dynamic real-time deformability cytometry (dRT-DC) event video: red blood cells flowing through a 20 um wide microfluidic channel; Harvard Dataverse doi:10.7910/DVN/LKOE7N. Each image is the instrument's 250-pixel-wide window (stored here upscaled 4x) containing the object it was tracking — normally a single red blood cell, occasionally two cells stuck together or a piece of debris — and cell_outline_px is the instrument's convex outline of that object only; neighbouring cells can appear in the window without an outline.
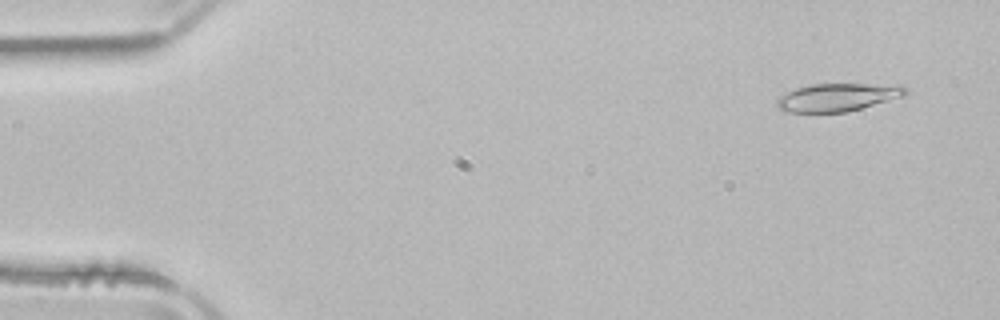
{"species": "common noctule bat (a hibernating species)", "species_latin": "Nyctalus noctula", "temperature_condition": "room temperature", "stored_images_in_passage": 52, "camera_frame_rate_fps": 3000, "um_per_image_px": 0.085, "animal": {"sex": "male", "body_mass_g": 21.5, "forearm_length_mm": 52.0}, "frame": {"image": 1, "passage_image": 4, "time_ms": 1.0, "image_size_px": [1000, 320], "cell_outline_px": [[908, 92], [904, 96], [860, 108], [844, 112], [784, 112], [776, 104], [776, 100], [780, 96], [796, 88], [812, 84], [900, 84], [908, 88]], "centroid_in_image_um": [71.23, 8.25], "position_along_channel_um": 13.8, "area_um2": 20.87}}
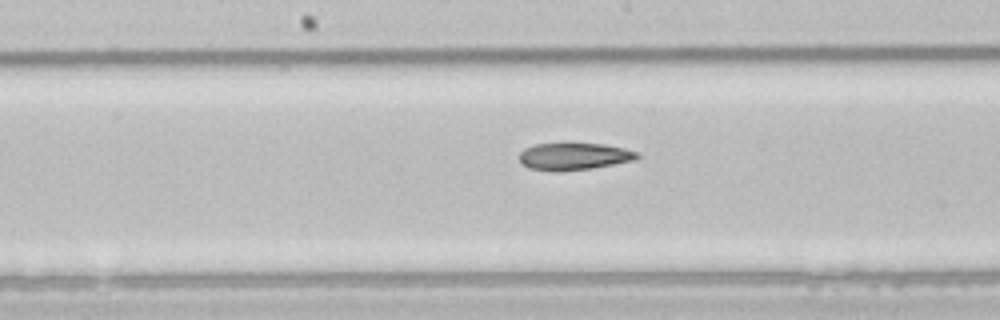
{"frame": {"image": 2, "passage_image": 27, "time_ms": 8.667, "image_size_px": [1000, 320], "cell_outline_px": [[640, 156], [636, 160], [592, 168], [560, 172], [552, 172], [528, 168], [520, 164], [520, 152], [524, 148], [536, 144], [604, 144], [624, 148], [640, 152]], "centroid_in_image_um": [48.79, 13.31], "position_along_channel_um": 199.4, "area_um2": 18.84}}
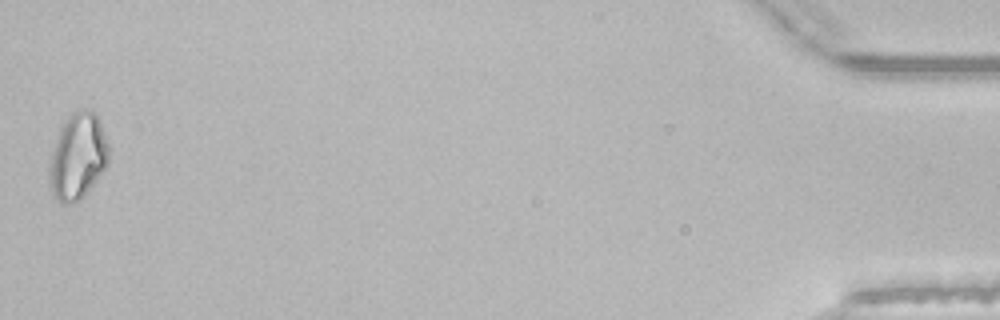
{"frame": {"image": 3, "passage_image": 52, "time_ms": 17.0, "image_size_px": [1000, 320], "cell_outline_px": [[108, 164], [84, 196], [80, 200], [72, 204], [60, 204], [52, 192], [48, 184], [48, 176], [52, 152], [60, 128], [64, 120], [72, 112], [80, 108], [88, 108], [96, 112], [108, 144]], "centroid_in_image_um": [6.6, 13.29], "position_along_channel_um": 428.6, "area_um2": 30.0}, "authors_computed_cell_mechanics": {"area_um2": 20.8947, "velocity_mm_per_s": 3.9058, "shape_relaxation_time_tau1_ms": null, "shape_relaxation_time_tau2_ms": 8.2696, "deformation_change_tau1": null, "deformation_change_tau2": 0.1779}}